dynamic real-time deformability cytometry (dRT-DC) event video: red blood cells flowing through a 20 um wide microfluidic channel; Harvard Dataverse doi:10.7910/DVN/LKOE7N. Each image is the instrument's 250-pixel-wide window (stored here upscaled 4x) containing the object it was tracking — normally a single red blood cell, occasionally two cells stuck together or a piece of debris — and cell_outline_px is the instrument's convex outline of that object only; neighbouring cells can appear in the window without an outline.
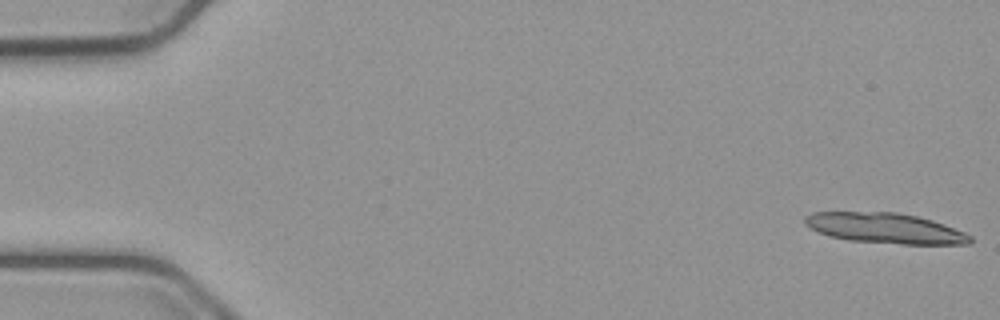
{"species": "common noctule bat (a hibernating species)", "species_latin": "Nyctalus noctula", "temperature_condition": "cold", "stored_images_in_passage": 15, "camera_frame_rate_fps": 3000, "um_per_image_px": 0.085, "animal": {"sex": "male", "body_mass_g": 23.1, "forearm_length_mm": 52.7}, "frame": {"image": 1, "passage_image": 1, "time_ms": 0.0, "image_size_px": [1000, 320], "cell_outline_px": [[972, 240], [968, 244], [900, 244], [848, 240], [828, 236], [804, 224], [804, 216], [812, 212], [896, 212], [916, 216], [932, 220], [944, 224], [964, 232], [972, 236]], "centroid_in_image_um": [75.23, 19.39], "position_along_channel_um": 9.8, "area_um2": 29.19}}